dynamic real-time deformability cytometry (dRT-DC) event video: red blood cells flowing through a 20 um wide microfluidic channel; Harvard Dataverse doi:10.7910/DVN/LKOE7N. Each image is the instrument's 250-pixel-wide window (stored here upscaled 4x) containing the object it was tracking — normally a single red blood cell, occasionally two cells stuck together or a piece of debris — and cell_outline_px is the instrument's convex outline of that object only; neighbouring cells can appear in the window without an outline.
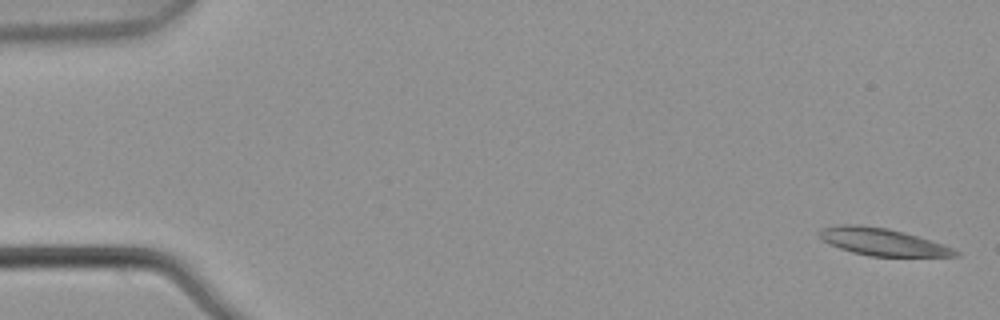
{"species": "common noctule bat (a hibernating species)", "species_latin": "Nyctalus noctula", "temperature_condition": "warm", "stored_images_in_passage": 5, "camera_frame_rate_fps": 3000, "um_per_image_px": 0.085, "animal": {"sex": "male", "body_mass_g": 21.5, "forearm_length_mm": 52.0}, "frame": {"image": 1, "passage_image": 1, "time_ms": 0.0, "image_size_px": [1000, 320], "cell_outline_px": [[960, 256], [872, 256], [852, 252], [828, 244], [820, 236], [820, 228], [840, 224], [860, 224], [888, 228], [904, 232], [944, 244], [960, 252]], "centroid_in_image_um": [75.01, 20.55], "position_along_channel_um": 10.0, "area_um2": 21.56}}
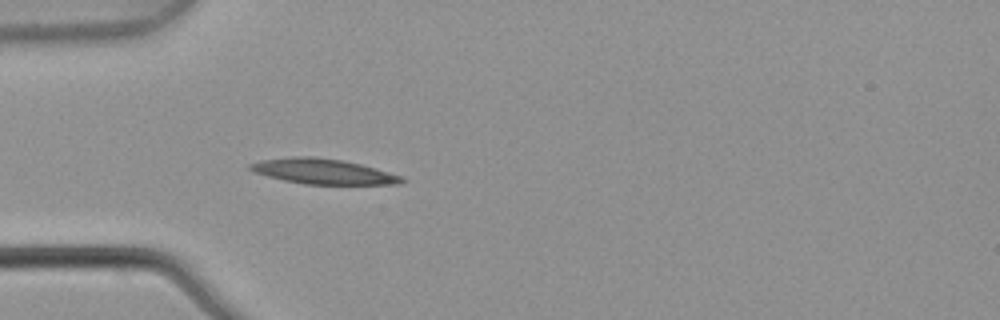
{"frame": {"image": 2, "passage_image": 5, "time_ms": 1.333, "image_size_px": [1000, 320], "cell_outline_px": [[408, 180], [396, 184], [304, 184], [284, 180], [252, 172], [248, 168], [248, 164], [260, 160], [292, 156], [312, 156], [344, 160], [360, 164], [388, 172], [400, 176]], "centroid_in_image_um": [27.4, 14.56], "position_along_channel_um": 57.6, "area_um2": 22.25}}